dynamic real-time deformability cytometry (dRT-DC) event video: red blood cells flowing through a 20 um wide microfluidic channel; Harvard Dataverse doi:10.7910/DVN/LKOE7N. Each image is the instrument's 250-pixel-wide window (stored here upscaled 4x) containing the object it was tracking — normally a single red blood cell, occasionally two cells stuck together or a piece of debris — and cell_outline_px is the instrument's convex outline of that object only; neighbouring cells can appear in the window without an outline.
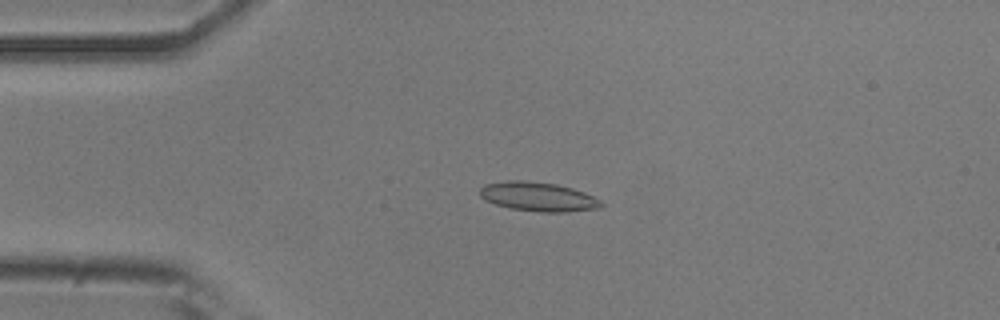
{"species": "common noctule bat (a hibernating species)", "species_latin": "Nyctalus noctula", "temperature_condition": "room temperature", "stored_images_in_passage": 13, "camera_frame_rate_fps": 3000, "um_per_image_px": 0.085, "animal": {"sex": "male", "body_mass_g": 20.5, "forearm_length_mm": 52.5}, "frame": {"image": 1, "passage_image": 1, "time_ms": 0.0, "image_size_px": [1000, 320], "cell_outline_px": [[604, 204], [600, 208], [568, 212], [540, 212], [508, 208], [484, 200], [480, 196], [480, 188], [484, 184], [508, 180], [520, 180], [556, 184], [572, 188], [584, 192], [600, 200]], "centroid_in_image_um": [45.73, 16.72], "position_along_channel_um": 39.3, "area_um2": 20.69}}
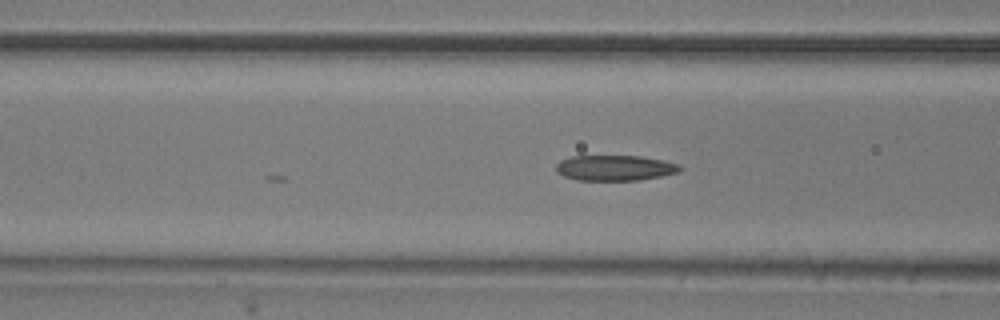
{"frame": {"image": 2, "passage_image": 9, "time_ms": 2.667, "image_size_px": [1000, 320], "cell_outline_px": [[684, 168], [680, 172], [640, 180], [576, 180], [564, 176], [556, 172], [556, 164], [560, 160], [572, 156], [640, 156], [664, 160], [680, 164]], "centroid_in_image_um": [52.29, 14.27], "position_along_channel_um": 114.3, "area_um2": 18.55}}
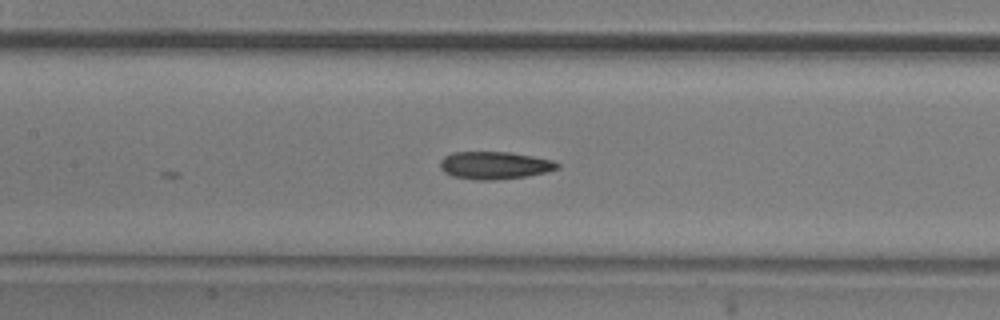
{"frame": {"image": 3, "passage_image": 13, "time_ms": 4.0, "image_size_px": [1000, 320], "cell_outline_px": [[560, 168], [548, 172], [528, 176], [496, 180], [472, 180], [452, 176], [444, 172], [440, 168], [440, 160], [444, 156], [452, 152], [508, 152], [532, 156], [552, 160], [560, 164]], "centroid_in_image_um": [42.04, 14.06], "position_along_channel_um": 165.4, "area_um2": 19.07}}